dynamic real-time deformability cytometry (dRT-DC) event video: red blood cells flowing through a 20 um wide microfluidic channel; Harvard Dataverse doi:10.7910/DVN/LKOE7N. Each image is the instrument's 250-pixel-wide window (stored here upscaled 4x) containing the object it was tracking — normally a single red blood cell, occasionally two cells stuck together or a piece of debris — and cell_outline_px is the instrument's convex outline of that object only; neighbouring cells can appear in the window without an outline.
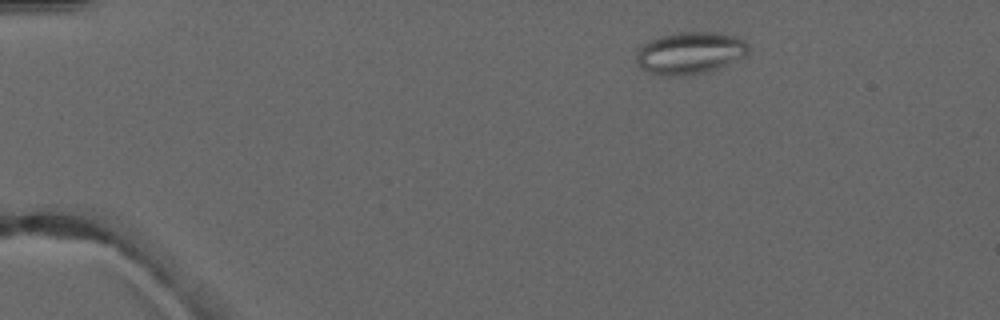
{"species": "common noctule bat (a hibernating species)", "species_latin": "Nyctalus noctula", "temperature_condition": "warm", "stored_images_in_passage": 3, "camera_frame_rate_fps": 3000, "um_per_image_px": 0.085, "animal": {"sex": "male", "forearm_length_mm": 52.5}, "frame": {"image": 1, "passage_image": 1, "time_ms": 0.0, "image_size_px": [1000, 320], "cell_outline_px": [[748, 56], [720, 68], [708, 72], [684, 76], [668, 76], [648, 72], [640, 68], [636, 60], [636, 56], [640, 48], [648, 40], [660, 36], [676, 32], [716, 32], [736, 36], [744, 40], [748, 44]], "centroid_in_image_um": [58.68, 4.51], "position_along_channel_um": 26.3, "area_um2": 27.98}}